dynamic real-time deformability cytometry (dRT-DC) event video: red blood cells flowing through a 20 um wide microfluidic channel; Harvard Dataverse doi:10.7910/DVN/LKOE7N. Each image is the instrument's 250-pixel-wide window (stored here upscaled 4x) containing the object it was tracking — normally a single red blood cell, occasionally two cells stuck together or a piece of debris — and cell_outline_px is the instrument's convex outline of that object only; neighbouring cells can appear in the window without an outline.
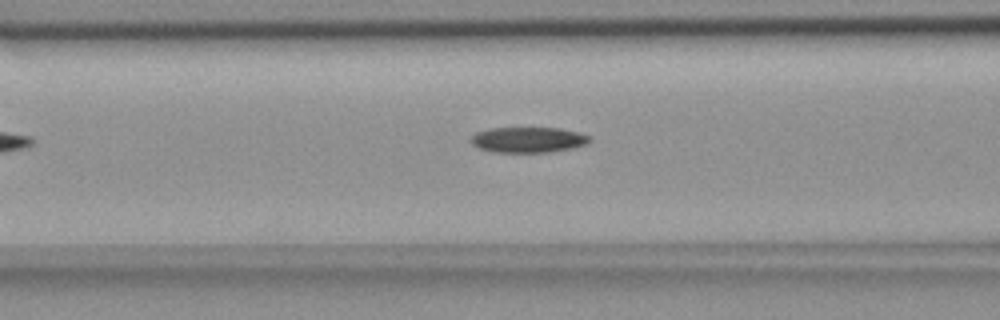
{"species": "common noctule bat (a hibernating species)", "species_latin": "Nyctalus noctula", "temperature_condition": "room temperature", "stored_images_in_passage": 27, "camera_frame_rate_fps": 3000, "um_per_image_px": 0.085, "animal": {"sex": "female", "body_mass_g": 18.4}, "frame": {"image": 1, "passage_image": 5, "time_ms": 1.333, "image_size_px": [1000, 320], "cell_outline_px": [[592, 140], [588, 144], [572, 148], [548, 152], [492, 152], [476, 148], [468, 140], [476, 132], [492, 128], [560, 128], [576, 132], [588, 136]], "centroid_in_image_um": [44.85, 11.89], "position_along_channel_um": 121.8, "area_um2": 17.74}}
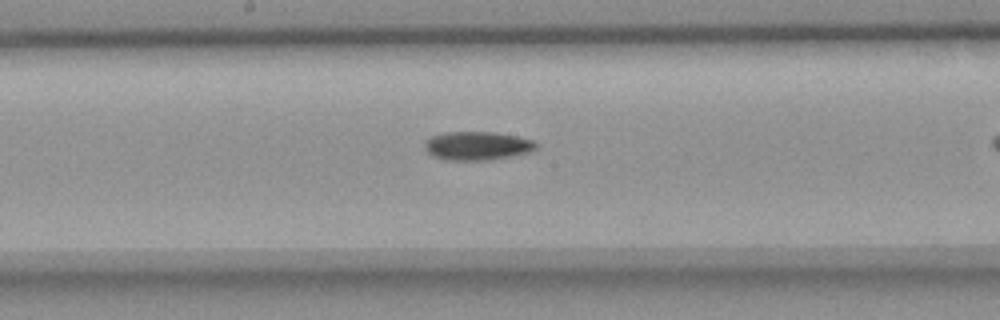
{"frame": {"image": 2, "passage_image": 12, "time_ms": 3.667, "image_size_px": [1000, 320], "cell_outline_px": [[536, 148], [532, 152], [512, 156], [488, 160], [444, 160], [432, 156], [424, 148], [424, 140], [432, 136], [444, 132], [492, 132], [516, 136], [532, 140], [536, 144]], "centroid_in_image_um": [40.53, 12.4], "position_along_channel_um": 207.7, "area_um2": 18.67}}
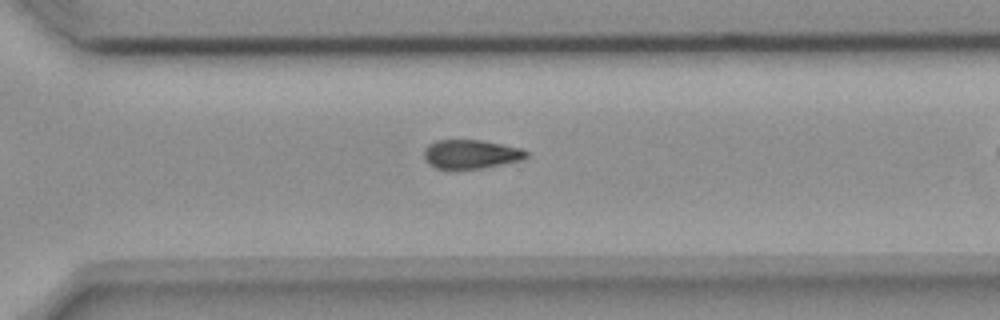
{"frame": {"image": 3, "passage_image": 22, "time_ms": 7.0, "image_size_px": [1000, 320], "cell_outline_px": [[528, 156], [524, 160], [480, 168], [452, 172], [448, 172], [436, 168], [428, 164], [424, 156], [424, 148], [428, 144], [436, 140], [480, 140], [524, 148], [528, 152]], "centroid_in_image_um": [40.0, 13.14], "position_along_channel_um": 330.6, "area_um2": 17.98}}